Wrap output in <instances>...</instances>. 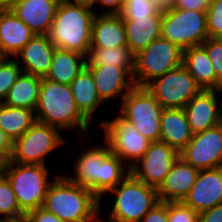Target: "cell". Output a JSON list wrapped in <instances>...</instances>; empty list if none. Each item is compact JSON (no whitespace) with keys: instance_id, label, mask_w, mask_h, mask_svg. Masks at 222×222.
<instances>
[{"instance_id":"36","label":"cell","mask_w":222,"mask_h":222,"mask_svg":"<svg viewBox=\"0 0 222 222\" xmlns=\"http://www.w3.org/2000/svg\"><path fill=\"white\" fill-rule=\"evenodd\" d=\"M201 46L212 61L216 78L222 83V42L217 38H207Z\"/></svg>"},{"instance_id":"26","label":"cell","mask_w":222,"mask_h":222,"mask_svg":"<svg viewBox=\"0 0 222 222\" xmlns=\"http://www.w3.org/2000/svg\"><path fill=\"white\" fill-rule=\"evenodd\" d=\"M80 113L89 121L100 103L95 81L91 71L85 66L69 85Z\"/></svg>"},{"instance_id":"29","label":"cell","mask_w":222,"mask_h":222,"mask_svg":"<svg viewBox=\"0 0 222 222\" xmlns=\"http://www.w3.org/2000/svg\"><path fill=\"white\" fill-rule=\"evenodd\" d=\"M36 122L35 110L11 107L0 102V128L12 142L21 137Z\"/></svg>"},{"instance_id":"48","label":"cell","mask_w":222,"mask_h":222,"mask_svg":"<svg viewBox=\"0 0 222 222\" xmlns=\"http://www.w3.org/2000/svg\"><path fill=\"white\" fill-rule=\"evenodd\" d=\"M217 39L222 42V33L217 37Z\"/></svg>"},{"instance_id":"8","label":"cell","mask_w":222,"mask_h":222,"mask_svg":"<svg viewBox=\"0 0 222 222\" xmlns=\"http://www.w3.org/2000/svg\"><path fill=\"white\" fill-rule=\"evenodd\" d=\"M119 114L151 142L160 141L162 106L146 87L135 86L124 98Z\"/></svg>"},{"instance_id":"21","label":"cell","mask_w":222,"mask_h":222,"mask_svg":"<svg viewBox=\"0 0 222 222\" xmlns=\"http://www.w3.org/2000/svg\"><path fill=\"white\" fill-rule=\"evenodd\" d=\"M55 49L49 35H35L14 58L21 59L23 73L45 77L52 64Z\"/></svg>"},{"instance_id":"27","label":"cell","mask_w":222,"mask_h":222,"mask_svg":"<svg viewBox=\"0 0 222 222\" xmlns=\"http://www.w3.org/2000/svg\"><path fill=\"white\" fill-rule=\"evenodd\" d=\"M85 66L86 56L74 51L56 48L49 72L44 78L70 85Z\"/></svg>"},{"instance_id":"2","label":"cell","mask_w":222,"mask_h":222,"mask_svg":"<svg viewBox=\"0 0 222 222\" xmlns=\"http://www.w3.org/2000/svg\"><path fill=\"white\" fill-rule=\"evenodd\" d=\"M53 179L47 189L42 208L63 222L100 220L101 200L89 189L74 184L63 175L55 174Z\"/></svg>"},{"instance_id":"10","label":"cell","mask_w":222,"mask_h":222,"mask_svg":"<svg viewBox=\"0 0 222 222\" xmlns=\"http://www.w3.org/2000/svg\"><path fill=\"white\" fill-rule=\"evenodd\" d=\"M64 143L60 130L37 121L13 141L9 162L45 165L46 156Z\"/></svg>"},{"instance_id":"40","label":"cell","mask_w":222,"mask_h":222,"mask_svg":"<svg viewBox=\"0 0 222 222\" xmlns=\"http://www.w3.org/2000/svg\"><path fill=\"white\" fill-rule=\"evenodd\" d=\"M12 144V140L0 128V164L10 160Z\"/></svg>"},{"instance_id":"18","label":"cell","mask_w":222,"mask_h":222,"mask_svg":"<svg viewBox=\"0 0 222 222\" xmlns=\"http://www.w3.org/2000/svg\"><path fill=\"white\" fill-rule=\"evenodd\" d=\"M35 35L8 6L0 4V57L14 58Z\"/></svg>"},{"instance_id":"25","label":"cell","mask_w":222,"mask_h":222,"mask_svg":"<svg viewBox=\"0 0 222 222\" xmlns=\"http://www.w3.org/2000/svg\"><path fill=\"white\" fill-rule=\"evenodd\" d=\"M163 12L148 18L123 20L127 46L134 55L144 50L151 42L161 37Z\"/></svg>"},{"instance_id":"11","label":"cell","mask_w":222,"mask_h":222,"mask_svg":"<svg viewBox=\"0 0 222 222\" xmlns=\"http://www.w3.org/2000/svg\"><path fill=\"white\" fill-rule=\"evenodd\" d=\"M100 125L111 152L127 164L128 168L135 165L148 150L151 141L120 114L112 120L102 121Z\"/></svg>"},{"instance_id":"13","label":"cell","mask_w":222,"mask_h":222,"mask_svg":"<svg viewBox=\"0 0 222 222\" xmlns=\"http://www.w3.org/2000/svg\"><path fill=\"white\" fill-rule=\"evenodd\" d=\"M178 157L179 153L167 143L151 142L143 157L130 168V173L146 185L158 189Z\"/></svg>"},{"instance_id":"23","label":"cell","mask_w":222,"mask_h":222,"mask_svg":"<svg viewBox=\"0 0 222 222\" xmlns=\"http://www.w3.org/2000/svg\"><path fill=\"white\" fill-rule=\"evenodd\" d=\"M160 141L180 153L191 141L193 132L182 108L163 109L160 118Z\"/></svg>"},{"instance_id":"9","label":"cell","mask_w":222,"mask_h":222,"mask_svg":"<svg viewBox=\"0 0 222 222\" xmlns=\"http://www.w3.org/2000/svg\"><path fill=\"white\" fill-rule=\"evenodd\" d=\"M161 37L183 50L200 46L209 38L206 11L173 8L163 12Z\"/></svg>"},{"instance_id":"38","label":"cell","mask_w":222,"mask_h":222,"mask_svg":"<svg viewBox=\"0 0 222 222\" xmlns=\"http://www.w3.org/2000/svg\"><path fill=\"white\" fill-rule=\"evenodd\" d=\"M212 0H175L174 8L206 11L211 4Z\"/></svg>"},{"instance_id":"20","label":"cell","mask_w":222,"mask_h":222,"mask_svg":"<svg viewBox=\"0 0 222 222\" xmlns=\"http://www.w3.org/2000/svg\"><path fill=\"white\" fill-rule=\"evenodd\" d=\"M199 171L178 157L157 189L159 201L183 202L195 184Z\"/></svg>"},{"instance_id":"37","label":"cell","mask_w":222,"mask_h":222,"mask_svg":"<svg viewBox=\"0 0 222 222\" xmlns=\"http://www.w3.org/2000/svg\"><path fill=\"white\" fill-rule=\"evenodd\" d=\"M139 222H168V202L156 203Z\"/></svg>"},{"instance_id":"28","label":"cell","mask_w":222,"mask_h":222,"mask_svg":"<svg viewBox=\"0 0 222 222\" xmlns=\"http://www.w3.org/2000/svg\"><path fill=\"white\" fill-rule=\"evenodd\" d=\"M42 77L21 73L2 102L11 107L35 110L38 104Z\"/></svg>"},{"instance_id":"12","label":"cell","mask_w":222,"mask_h":222,"mask_svg":"<svg viewBox=\"0 0 222 222\" xmlns=\"http://www.w3.org/2000/svg\"><path fill=\"white\" fill-rule=\"evenodd\" d=\"M146 88L163 109H183L195 95L202 91L196 80L183 65L154 79Z\"/></svg>"},{"instance_id":"16","label":"cell","mask_w":222,"mask_h":222,"mask_svg":"<svg viewBox=\"0 0 222 222\" xmlns=\"http://www.w3.org/2000/svg\"><path fill=\"white\" fill-rule=\"evenodd\" d=\"M60 0H14L8 7L36 35H48Z\"/></svg>"},{"instance_id":"41","label":"cell","mask_w":222,"mask_h":222,"mask_svg":"<svg viewBox=\"0 0 222 222\" xmlns=\"http://www.w3.org/2000/svg\"><path fill=\"white\" fill-rule=\"evenodd\" d=\"M199 222H222V204L199 213Z\"/></svg>"},{"instance_id":"6","label":"cell","mask_w":222,"mask_h":222,"mask_svg":"<svg viewBox=\"0 0 222 222\" xmlns=\"http://www.w3.org/2000/svg\"><path fill=\"white\" fill-rule=\"evenodd\" d=\"M107 193L115 194L107 222H139L159 202L157 189L131 173ZM101 222H105L100 218Z\"/></svg>"},{"instance_id":"1","label":"cell","mask_w":222,"mask_h":222,"mask_svg":"<svg viewBox=\"0 0 222 222\" xmlns=\"http://www.w3.org/2000/svg\"><path fill=\"white\" fill-rule=\"evenodd\" d=\"M103 143L105 146L81 152L73 167L74 175L65 176L74 184L89 189L98 199L130 174V168H125L126 164L111 152L105 140Z\"/></svg>"},{"instance_id":"30","label":"cell","mask_w":222,"mask_h":222,"mask_svg":"<svg viewBox=\"0 0 222 222\" xmlns=\"http://www.w3.org/2000/svg\"><path fill=\"white\" fill-rule=\"evenodd\" d=\"M105 65L123 67L133 76L135 55L128 46L115 48H91L86 57V66Z\"/></svg>"},{"instance_id":"47","label":"cell","mask_w":222,"mask_h":222,"mask_svg":"<svg viewBox=\"0 0 222 222\" xmlns=\"http://www.w3.org/2000/svg\"><path fill=\"white\" fill-rule=\"evenodd\" d=\"M221 94L222 93V85L217 89V95L218 94ZM222 100V99H221ZM221 102V104L220 105H222V101H220ZM221 112V117H222V111H220Z\"/></svg>"},{"instance_id":"14","label":"cell","mask_w":222,"mask_h":222,"mask_svg":"<svg viewBox=\"0 0 222 222\" xmlns=\"http://www.w3.org/2000/svg\"><path fill=\"white\" fill-rule=\"evenodd\" d=\"M179 157L199 170L222 167V123L194 134Z\"/></svg>"},{"instance_id":"22","label":"cell","mask_w":222,"mask_h":222,"mask_svg":"<svg viewBox=\"0 0 222 222\" xmlns=\"http://www.w3.org/2000/svg\"><path fill=\"white\" fill-rule=\"evenodd\" d=\"M127 46L123 18L119 14H95L92 23L91 48Z\"/></svg>"},{"instance_id":"42","label":"cell","mask_w":222,"mask_h":222,"mask_svg":"<svg viewBox=\"0 0 222 222\" xmlns=\"http://www.w3.org/2000/svg\"><path fill=\"white\" fill-rule=\"evenodd\" d=\"M125 0H94L93 6L95 4L101 5L102 7H108L109 10H105L102 12V14H119L122 10L123 4Z\"/></svg>"},{"instance_id":"24","label":"cell","mask_w":222,"mask_h":222,"mask_svg":"<svg viewBox=\"0 0 222 222\" xmlns=\"http://www.w3.org/2000/svg\"><path fill=\"white\" fill-rule=\"evenodd\" d=\"M182 65L202 90H217L222 85L216 78L211 59L201 45L183 50Z\"/></svg>"},{"instance_id":"34","label":"cell","mask_w":222,"mask_h":222,"mask_svg":"<svg viewBox=\"0 0 222 222\" xmlns=\"http://www.w3.org/2000/svg\"><path fill=\"white\" fill-rule=\"evenodd\" d=\"M209 38H217L222 33V0H212L206 10Z\"/></svg>"},{"instance_id":"46","label":"cell","mask_w":222,"mask_h":222,"mask_svg":"<svg viewBox=\"0 0 222 222\" xmlns=\"http://www.w3.org/2000/svg\"><path fill=\"white\" fill-rule=\"evenodd\" d=\"M9 222H30L26 217L20 220H14V221H9Z\"/></svg>"},{"instance_id":"35","label":"cell","mask_w":222,"mask_h":222,"mask_svg":"<svg viewBox=\"0 0 222 222\" xmlns=\"http://www.w3.org/2000/svg\"><path fill=\"white\" fill-rule=\"evenodd\" d=\"M168 222H199V213L183 202H168Z\"/></svg>"},{"instance_id":"32","label":"cell","mask_w":222,"mask_h":222,"mask_svg":"<svg viewBox=\"0 0 222 222\" xmlns=\"http://www.w3.org/2000/svg\"><path fill=\"white\" fill-rule=\"evenodd\" d=\"M22 73L20 61L14 58L0 57V102L7 97L9 90Z\"/></svg>"},{"instance_id":"15","label":"cell","mask_w":222,"mask_h":222,"mask_svg":"<svg viewBox=\"0 0 222 222\" xmlns=\"http://www.w3.org/2000/svg\"><path fill=\"white\" fill-rule=\"evenodd\" d=\"M183 203L198 213L222 204V167L200 170Z\"/></svg>"},{"instance_id":"19","label":"cell","mask_w":222,"mask_h":222,"mask_svg":"<svg viewBox=\"0 0 222 222\" xmlns=\"http://www.w3.org/2000/svg\"><path fill=\"white\" fill-rule=\"evenodd\" d=\"M92 73L97 93L103 102L121 94L123 98L136 86L133 76L116 65L86 66Z\"/></svg>"},{"instance_id":"33","label":"cell","mask_w":222,"mask_h":222,"mask_svg":"<svg viewBox=\"0 0 222 222\" xmlns=\"http://www.w3.org/2000/svg\"><path fill=\"white\" fill-rule=\"evenodd\" d=\"M159 12L151 0H125L119 15L123 20H136L155 16Z\"/></svg>"},{"instance_id":"3","label":"cell","mask_w":222,"mask_h":222,"mask_svg":"<svg viewBox=\"0 0 222 222\" xmlns=\"http://www.w3.org/2000/svg\"><path fill=\"white\" fill-rule=\"evenodd\" d=\"M92 7L60 2L53 20L49 38L59 49L74 51L87 57L91 49Z\"/></svg>"},{"instance_id":"43","label":"cell","mask_w":222,"mask_h":222,"mask_svg":"<svg viewBox=\"0 0 222 222\" xmlns=\"http://www.w3.org/2000/svg\"><path fill=\"white\" fill-rule=\"evenodd\" d=\"M154 5L162 12L174 8L175 0H151Z\"/></svg>"},{"instance_id":"44","label":"cell","mask_w":222,"mask_h":222,"mask_svg":"<svg viewBox=\"0 0 222 222\" xmlns=\"http://www.w3.org/2000/svg\"><path fill=\"white\" fill-rule=\"evenodd\" d=\"M61 2L72 3V4H82L92 7L94 0H60Z\"/></svg>"},{"instance_id":"45","label":"cell","mask_w":222,"mask_h":222,"mask_svg":"<svg viewBox=\"0 0 222 222\" xmlns=\"http://www.w3.org/2000/svg\"><path fill=\"white\" fill-rule=\"evenodd\" d=\"M14 0H3L0 4L4 5V6H8L11 2H13Z\"/></svg>"},{"instance_id":"4","label":"cell","mask_w":222,"mask_h":222,"mask_svg":"<svg viewBox=\"0 0 222 222\" xmlns=\"http://www.w3.org/2000/svg\"><path fill=\"white\" fill-rule=\"evenodd\" d=\"M38 122L58 130L80 129L88 132L89 121L78 110L69 85L42 77L38 104L35 109Z\"/></svg>"},{"instance_id":"5","label":"cell","mask_w":222,"mask_h":222,"mask_svg":"<svg viewBox=\"0 0 222 222\" xmlns=\"http://www.w3.org/2000/svg\"><path fill=\"white\" fill-rule=\"evenodd\" d=\"M0 172L8 179L20 209L28 212L43 206L49 185V172L46 165L19 164L5 162L0 164Z\"/></svg>"},{"instance_id":"17","label":"cell","mask_w":222,"mask_h":222,"mask_svg":"<svg viewBox=\"0 0 222 222\" xmlns=\"http://www.w3.org/2000/svg\"><path fill=\"white\" fill-rule=\"evenodd\" d=\"M217 90H202L183 108L193 134H197L222 123Z\"/></svg>"},{"instance_id":"39","label":"cell","mask_w":222,"mask_h":222,"mask_svg":"<svg viewBox=\"0 0 222 222\" xmlns=\"http://www.w3.org/2000/svg\"><path fill=\"white\" fill-rule=\"evenodd\" d=\"M26 218L30 222H63L57 216L42 207L28 212Z\"/></svg>"},{"instance_id":"31","label":"cell","mask_w":222,"mask_h":222,"mask_svg":"<svg viewBox=\"0 0 222 222\" xmlns=\"http://www.w3.org/2000/svg\"><path fill=\"white\" fill-rule=\"evenodd\" d=\"M25 217L26 214L20 209L10 182L0 172V222L20 220Z\"/></svg>"},{"instance_id":"7","label":"cell","mask_w":222,"mask_h":222,"mask_svg":"<svg viewBox=\"0 0 222 222\" xmlns=\"http://www.w3.org/2000/svg\"><path fill=\"white\" fill-rule=\"evenodd\" d=\"M183 49L162 37L151 42L135 55L133 80L137 87H146L154 79L182 65Z\"/></svg>"}]
</instances>
